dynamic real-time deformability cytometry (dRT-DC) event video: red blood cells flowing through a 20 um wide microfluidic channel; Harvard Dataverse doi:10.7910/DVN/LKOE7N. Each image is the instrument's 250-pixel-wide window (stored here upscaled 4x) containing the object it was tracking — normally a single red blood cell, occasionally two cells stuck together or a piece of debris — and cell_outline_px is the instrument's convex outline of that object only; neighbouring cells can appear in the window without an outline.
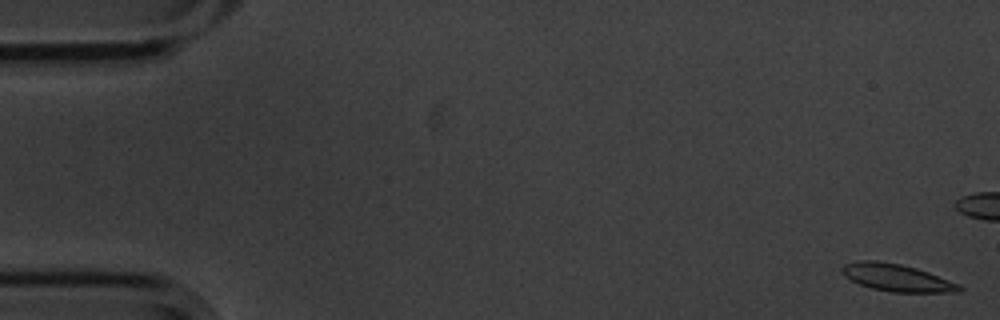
{"species": "common noctule bat (a hibernating species)", "species_latin": "Nyctalus noctula", "temperature_condition": "cold", "stored_images_in_passage": 7, "camera_frame_rate_fps": 3000, "um_per_image_px": 0.085, "animal": {"sex": "male", "body_mass_g": 20.1, "forearm_length_mm": 53.5}, "frame": {"image": 1, "passage_image": 1, "time_ms": 0.0, "image_size_px": [1000, 320], "cell_outline_px": [[964, 288], [960, 292], [892, 292], [872, 288], [860, 284], [844, 276], [840, 272], [840, 268], [844, 264], [860, 260], [876, 260], [900, 264], [916, 268], [928, 272], [960, 284]], "centroid_in_image_um": [76.22, 23.6], "position_along_channel_um": 8.8, "area_um2": 18.67}}